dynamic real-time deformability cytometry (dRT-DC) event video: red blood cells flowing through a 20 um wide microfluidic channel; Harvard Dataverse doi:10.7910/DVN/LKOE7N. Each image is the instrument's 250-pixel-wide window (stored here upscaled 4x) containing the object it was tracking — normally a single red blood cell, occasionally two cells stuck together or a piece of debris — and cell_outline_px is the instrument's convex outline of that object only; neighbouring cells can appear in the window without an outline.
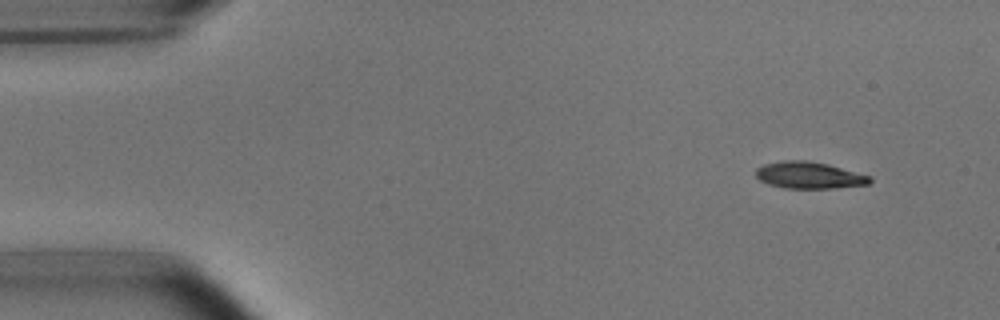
{"species": "common noctule bat (a hibernating species)", "species_latin": "Nyctalus noctula", "temperature_condition": "room temperature", "stored_images_in_passage": 4, "camera_frame_rate_fps": 3000, "um_per_image_px": 0.085, "animal": {"sex": "male", "body_mass_g": 15.6}, "frame": {"image": 1, "passage_image": 1, "time_ms": 0.0, "image_size_px": [1000, 320], "cell_outline_px": [[872, 180], [868, 184], [832, 188], [784, 188], [768, 184], [760, 180], [756, 176], [756, 168], [764, 164], [784, 160], [808, 160], [828, 164], [872, 176]], "centroid_in_image_um": [68.77, 14.89], "position_along_channel_um": 16.2, "area_um2": 17.8}}
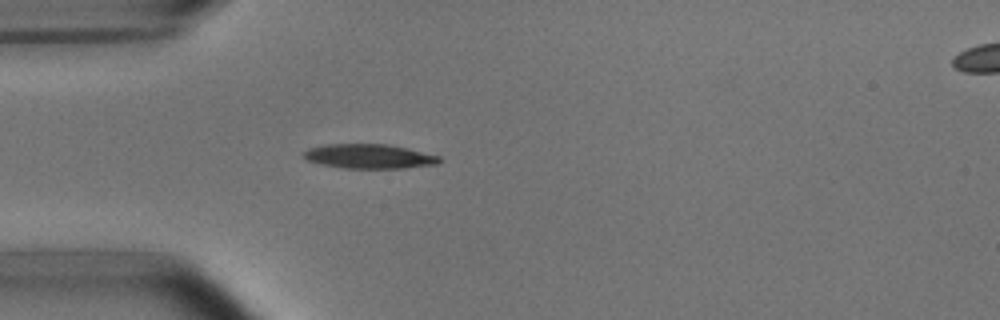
{"frame": {"image": 2, "passage_image": 4, "time_ms": 1.0, "image_size_px": [1000, 320], "cell_outline_px": [[444, 160], [440, 164], [404, 168], [344, 168], [320, 164], [308, 160], [304, 156], [304, 152], [308, 148], [324, 144], [388, 144], [408, 148], [440, 156]], "centroid_in_image_um": [31.44, 13.29], "position_along_channel_um": 53.6, "area_um2": 19.48}}